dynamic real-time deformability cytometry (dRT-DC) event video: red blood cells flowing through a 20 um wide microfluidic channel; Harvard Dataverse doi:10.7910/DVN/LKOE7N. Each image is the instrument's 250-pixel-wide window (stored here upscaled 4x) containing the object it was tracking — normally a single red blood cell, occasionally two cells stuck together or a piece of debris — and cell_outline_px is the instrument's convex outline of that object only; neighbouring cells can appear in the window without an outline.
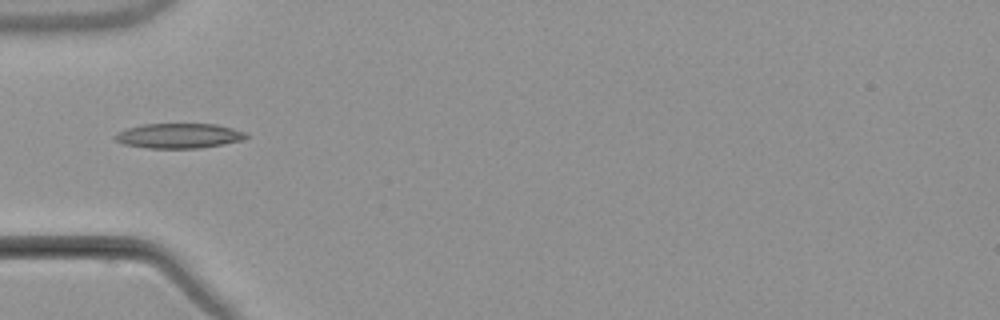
{"species": "common noctule bat (a hibernating species)", "species_latin": "Nyctalus noctula", "temperature_condition": "warm", "stored_images_in_passage": 4, "camera_frame_rate_fps": 3000, "um_per_image_px": 0.085, "animal": {"sex": "male", "body_mass_g": 21.5, "forearm_length_mm": 52.0}, "frame": {"image": 1, "passage_image": 4, "time_ms": 3.667, "image_size_px": [1000, 320], "cell_outline_px": [[248, 136], [244, 140], [224, 144], [200, 148], [148, 148], [124, 144], [116, 140], [112, 136], [128, 128], [140, 124], [216, 124], [248, 132]], "centroid_in_image_um": [15.25, 11.54], "position_along_channel_um": 69.7, "area_um2": 19.07}}